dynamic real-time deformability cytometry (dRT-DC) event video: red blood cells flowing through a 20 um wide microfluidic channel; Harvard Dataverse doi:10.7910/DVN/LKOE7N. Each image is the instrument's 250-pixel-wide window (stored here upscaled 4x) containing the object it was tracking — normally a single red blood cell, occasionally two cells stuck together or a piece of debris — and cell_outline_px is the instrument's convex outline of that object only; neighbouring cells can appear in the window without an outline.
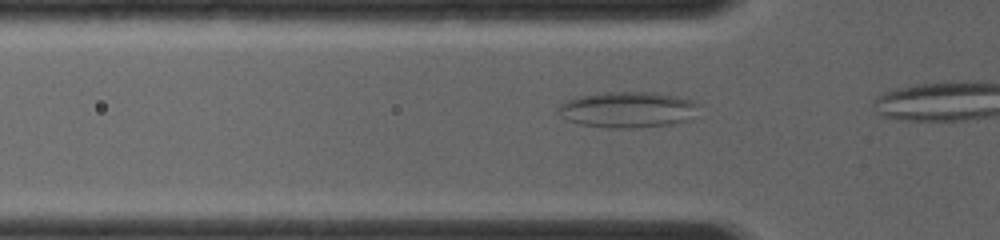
{"species": "common noctule bat (a hibernating species)", "species_latin": "Nyctalus noctula", "temperature_condition": "room temperature", "stored_images_in_passage": 8, "camera_frame_rate_fps": 4000, "um_per_image_px": 0.085, "animal": {"sex": "female", "body_mass_g": 19.0, "forearm_length_mm": 56.7}, "frame": {"image": 1, "passage_image": 2, "time_ms": 0.25, "image_size_px": [1000, 240], "cell_outline_px": [[700, 104], [692, 120], [672, 124], [636, 128], [608, 128], [580, 124], [568, 120], [556, 112], [560, 104], [568, 100], [580, 96], [604, 92], [656, 92], [676, 96], [692, 100]], "centroid_in_image_um": [53.4, 9.32], "position_along_channel_um": 72.4, "area_um2": 29.71}}